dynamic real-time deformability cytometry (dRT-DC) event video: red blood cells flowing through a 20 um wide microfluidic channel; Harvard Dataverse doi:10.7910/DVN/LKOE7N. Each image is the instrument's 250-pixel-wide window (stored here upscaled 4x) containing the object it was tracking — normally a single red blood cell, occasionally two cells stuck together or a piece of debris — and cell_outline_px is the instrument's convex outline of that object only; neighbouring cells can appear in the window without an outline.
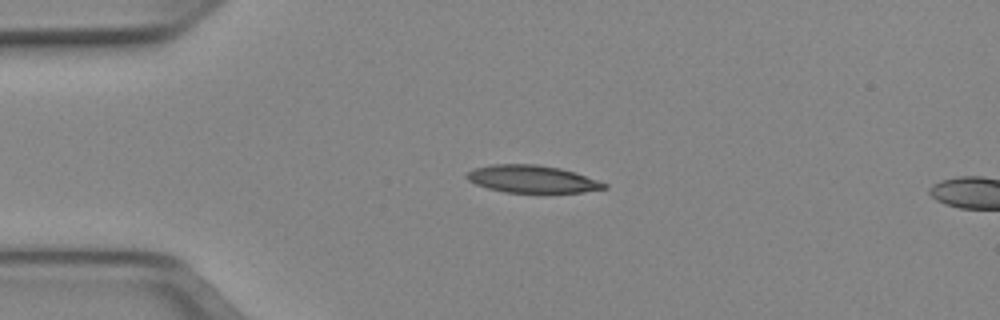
{"species": "Egyptian fruit bat (a non-hibernating species)", "species_latin": "Rousettus aegyptiacus", "temperature_condition": "cold", "stored_images_in_passage": 4, "camera_frame_rate_fps": 3000, "um_per_image_px": 0.085, "animal": {"sex": "female"}, "frame": {"image": 1, "passage_image": 1, "time_ms": 0.0, "image_size_px": [1000, 320], "cell_outline_px": [[608, 188], [584, 192], [544, 196], [504, 192], [488, 188], [476, 184], [468, 180], [464, 176], [472, 168], [492, 164], [536, 164], [560, 168], [608, 184]], "centroid_in_image_um": [45.23, 15.27], "position_along_channel_um": 39.8, "area_um2": 22.95}}